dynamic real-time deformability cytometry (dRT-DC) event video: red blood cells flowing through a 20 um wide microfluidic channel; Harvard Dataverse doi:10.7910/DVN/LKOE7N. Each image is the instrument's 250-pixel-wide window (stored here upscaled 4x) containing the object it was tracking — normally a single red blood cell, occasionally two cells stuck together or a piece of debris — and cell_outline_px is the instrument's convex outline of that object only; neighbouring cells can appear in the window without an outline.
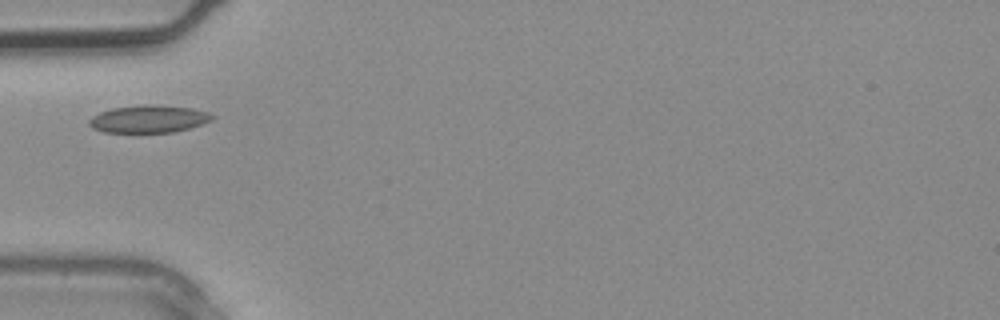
{"species": "common noctule bat (a hibernating species)", "species_latin": "Nyctalus noctula", "temperature_condition": "warm", "stored_images_in_passage": 1, "camera_frame_rate_fps": 3000, "um_per_image_px": 0.085, "animal": {"sex": "male", "body_mass_g": 20.4}, "frame": {"image": 1, "passage_image": 1, "time_ms": 0.0, "image_size_px": [1000, 320], "cell_outline_px": [[216, 116], [212, 120], [204, 124], [172, 132], [104, 132], [92, 128], [88, 124], [88, 120], [92, 116], [100, 112], [112, 108], [156, 104], [192, 108], [208, 112]], "centroid_in_image_um": [12.66, 10.11], "position_along_channel_um": 72.3, "area_um2": 19.71}}